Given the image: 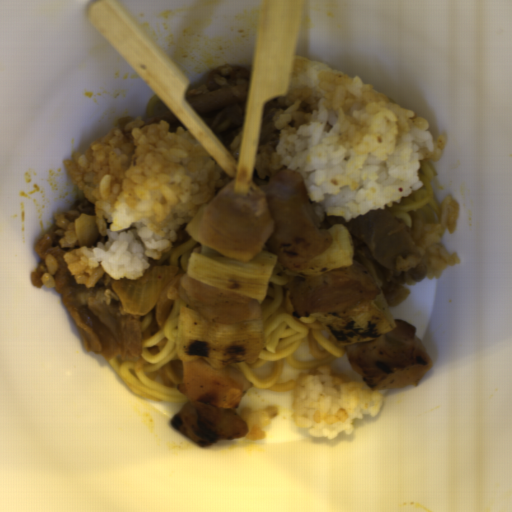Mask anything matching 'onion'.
Masks as SVG:
<instances>
[{
    "label": "onion",
    "mask_w": 512,
    "mask_h": 512,
    "mask_svg": "<svg viewBox=\"0 0 512 512\" xmlns=\"http://www.w3.org/2000/svg\"><path fill=\"white\" fill-rule=\"evenodd\" d=\"M178 266L153 265L136 279L112 282L122 309L131 315H145L152 309L159 327L166 321L179 295L180 280L186 273H179Z\"/></svg>",
    "instance_id": "06740285"
},
{
    "label": "onion",
    "mask_w": 512,
    "mask_h": 512,
    "mask_svg": "<svg viewBox=\"0 0 512 512\" xmlns=\"http://www.w3.org/2000/svg\"><path fill=\"white\" fill-rule=\"evenodd\" d=\"M74 226L79 247L94 246L97 243L100 232L95 215L82 213L75 219Z\"/></svg>",
    "instance_id": "6bf65262"
}]
</instances>
